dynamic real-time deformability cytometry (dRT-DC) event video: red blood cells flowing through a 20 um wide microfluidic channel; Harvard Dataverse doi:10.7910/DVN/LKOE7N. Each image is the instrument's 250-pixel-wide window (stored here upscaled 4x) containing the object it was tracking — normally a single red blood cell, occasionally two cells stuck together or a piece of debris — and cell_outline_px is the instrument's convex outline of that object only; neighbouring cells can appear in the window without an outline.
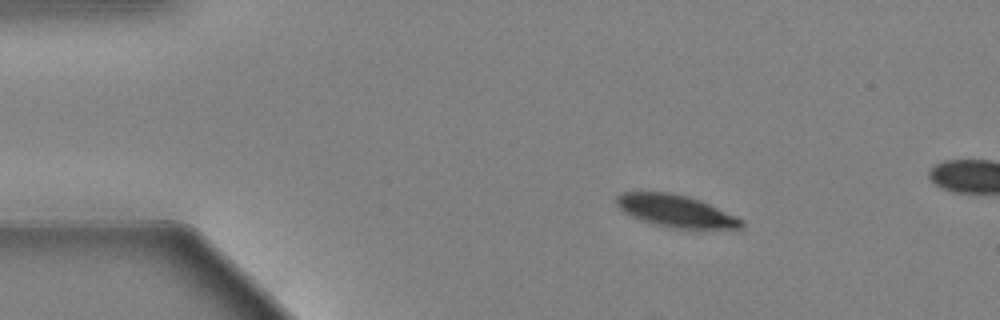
{"species": "Egyptian fruit bat (a non-hibernating species)", "species_latin": "Rousettus aegyptiacus", "temperature_condition": "warm", "stored_images_in_passage": 4, "camera_frame_rate_fps": 3000, "um_per_image_px": 0.085, "animal": {"sex": "female"}, "frame": {"image": 1, "passage_image": 1, "time_ms": 0.0, "image_size_px": [1000, 320], "cell_outline_px": [[744, 224], [740, 228], [668, 228], [640, 220], [624, 212], [616, 204], [616, 196], [620, 192], [668, 192], [688, 196], [700, 200], [736, 216], [744, 220]], "centroid_in_image_um": [57.41, 17.93], "position_along_channel_um": 27.6, "area_um2": 23.35}}